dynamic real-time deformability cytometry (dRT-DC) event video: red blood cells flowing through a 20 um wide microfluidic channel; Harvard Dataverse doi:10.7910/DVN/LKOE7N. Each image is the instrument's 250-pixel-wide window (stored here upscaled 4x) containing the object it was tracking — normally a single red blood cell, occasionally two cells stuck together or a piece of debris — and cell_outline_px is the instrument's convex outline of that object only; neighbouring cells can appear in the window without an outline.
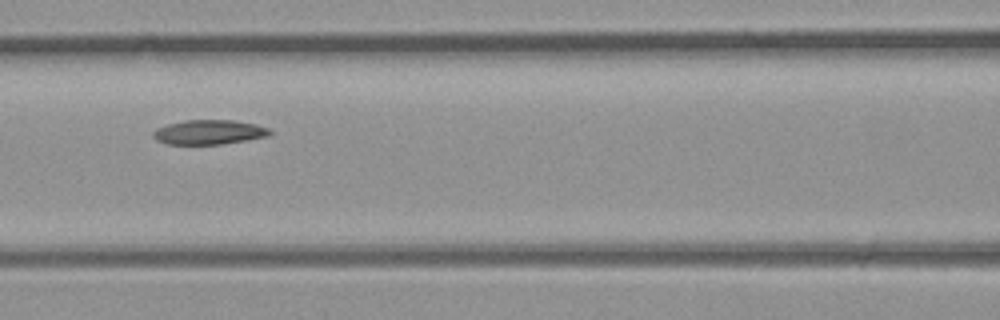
{"species": "common noctule bat (a hibernating species)", "species_latin": "Nyctalus noctula", "temperature_condition": "room temperature", "stored_images_in_passage": 6, "camera_frame_rate_fps": 3000, "um_per_image_px": 0.085, "animal": {"sex": "male", "body_mass_g": 23.1, "forearm_length_mm": 52.7}, "frame": {"image": 1, "passage_image": 6, "time_ms": 1.667, "image_size_px": [1000, 320], "cell_outline_px": [[272, 132], [268, 136], [248, 140], [220, 144], [168, 144], [156, 140], [152, 136], [152, 132], [156, 128], [168, 124], [184, 120], [232, 120], [256, 124], [268, 128]], "centroid_in_image_um": [17.75, 11.23], "position_along_channel_um": 148.8, "area_um2": 16.7}}